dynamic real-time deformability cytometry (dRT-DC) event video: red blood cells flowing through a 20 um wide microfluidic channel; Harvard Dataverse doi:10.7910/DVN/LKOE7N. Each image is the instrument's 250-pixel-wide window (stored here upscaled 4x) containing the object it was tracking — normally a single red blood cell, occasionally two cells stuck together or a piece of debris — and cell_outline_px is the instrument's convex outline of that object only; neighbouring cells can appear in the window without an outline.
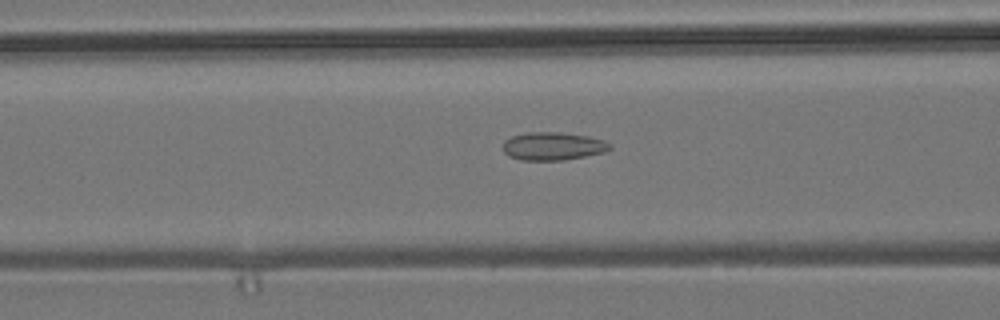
{"species": "common noctule bat (a hibernating species)", "species_latin": "Nyctalus noctula", "temperature_condition": "room temperature", "stored_images_in_passage": 19, "camera_frame_rate_fps": 3000, "um_per_image_px": 0.085, "animal": {"sex": "male", "body_mass_g": 19.2, "forearm_length_mm": 51.8}, "frame": {"image": 1, "passage_image": 11, "time_ms": 3.333, "image_size_px": [1000, 320], "cell_outline_px": [[612, 148], [604, 152], [564, 160], [520, 160], [508, 156], [504, 152], [504, 140], [512, 136], [528, 132], [560, 132], [588, 136], [604, 140], [612, 144]], "centroid_in_image_um": [47.01, 12.42], "position_along_channel_um": 119.6, "area_um2": 17.51}}
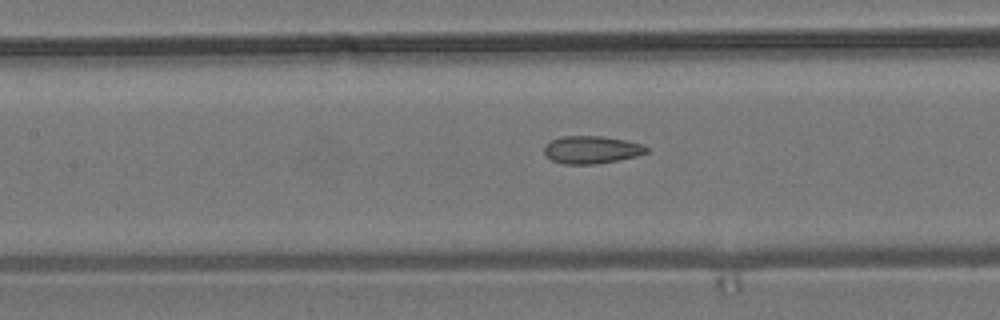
{"frame": {"image": 2, "passage_image": 14, "time_ms": 4.333, "image_size_px": [1000, 320], "cell_outline_px": [[652, 152], [636, 156], [596, 164], [564, 164], [552, 160], [544, 152], [544, 144], [560, 136], [600, 136], [624, 140], [644, 144], [652, 148]], "centroid_in_image_um": [50.34, 12.72], "position_along_channel_um": 157.1, "area_um2": 16.65}}